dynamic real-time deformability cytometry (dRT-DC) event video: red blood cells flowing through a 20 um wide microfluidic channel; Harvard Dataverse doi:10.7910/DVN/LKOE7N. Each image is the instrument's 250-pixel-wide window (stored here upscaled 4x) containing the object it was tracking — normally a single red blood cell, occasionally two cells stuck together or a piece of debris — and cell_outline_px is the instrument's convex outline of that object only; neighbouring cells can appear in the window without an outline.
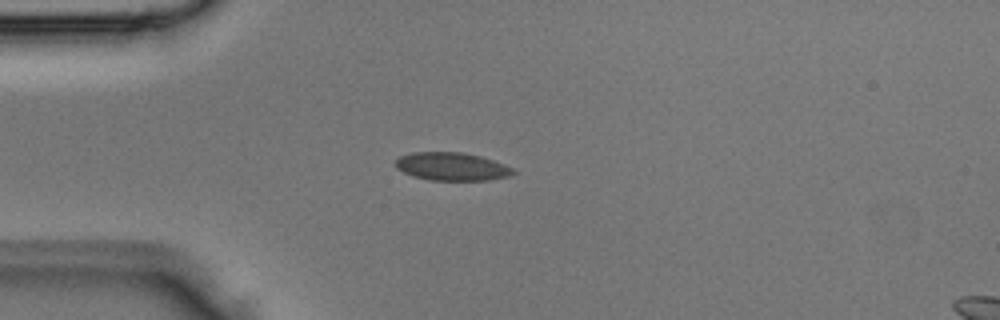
{"species": "Egyptian fruit bat (a non-hibernating species)", "species_latin": "Rousettus aegyptiacus", "temperature_condition": "room temperature", "stored_images_in_passage": 3, "segment_of_instrument_passage": [1, 2], "camera_frame_rate_fps": 3000, "um_per_image_px": 0.085, "animal": {"sex": "male"}, "frame": {"image": 1, "passage_image": 2, "time_ms": 0.333, "image_size_px": [1000, 320], "cell_outline_px": [[516, 172], [508, 176], [488, 180], [432, 180], [412, 176], [396, 168], [396, 160], [400, 156], [412, 152], [460, 152], [480, 156], [504, 164], [512, 168]], "centroid_in_image_um": [38.39, 14.15], "position_along_channel_um": 46.6, "area_um2": 19.07}}